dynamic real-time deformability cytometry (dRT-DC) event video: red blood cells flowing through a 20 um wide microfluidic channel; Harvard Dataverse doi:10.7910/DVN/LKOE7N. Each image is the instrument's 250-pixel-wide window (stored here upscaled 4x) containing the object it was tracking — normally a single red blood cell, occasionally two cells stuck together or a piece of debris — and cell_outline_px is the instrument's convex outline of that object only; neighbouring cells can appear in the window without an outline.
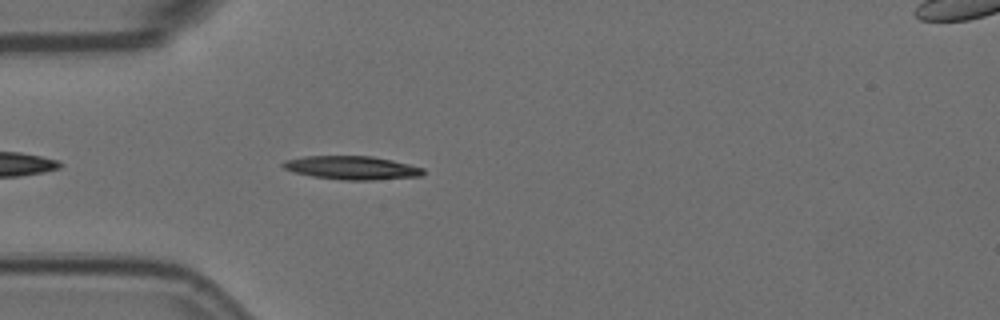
{"species": "Egyptian fruit bat (a non-hibernating species)", "species_latin": "Rousettus aegyptiacus", "temperature_condition": "room temperature", "stored_images_in_passage": 5, "camera_frame_rate_fps": 3000, "um_per_image_px": 0.085, "animal": {"sex": "female"}, "frame": {"image": 1, "passage_image": 5, "time_ms": 1.333, "image_size_px": [1000, 320], "cell_outline_px": [[424, 172], [420, 176], [372, 180], [340, 180], [312, 176], [292, 172], [284, 168], [280, 164], [284, 160], [304, 156], [372, 156], [392, 160], [424, 168]], "centroid_in_image_um": [29.86, 14.26], "position_along_channel_um": 55.1, "area_um2": 19.25}}